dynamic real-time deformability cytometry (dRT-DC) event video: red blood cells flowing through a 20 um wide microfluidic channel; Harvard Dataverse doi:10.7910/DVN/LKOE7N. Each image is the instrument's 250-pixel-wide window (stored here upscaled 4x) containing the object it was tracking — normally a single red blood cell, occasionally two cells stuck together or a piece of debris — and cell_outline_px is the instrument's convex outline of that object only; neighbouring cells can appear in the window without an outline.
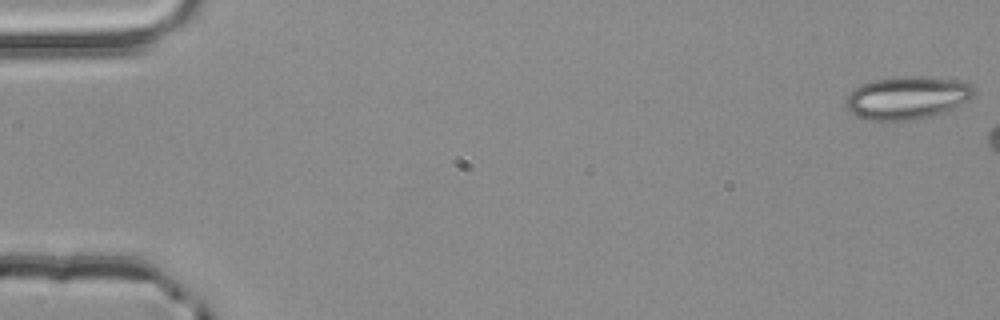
{"species": "common noctule bat (a hibernating species)", "species_latin": "Nyctalus noctula", "temperature_condition": "room temperature", "stored_images_in_passage": 8, "camera_frame_rate_fps": 3000, "um_per_image_px": 0.085, "animal": {"sex": "male", "body_mass_g": 20.4}, "frame": {"image": 1, "passage_image": 1, "time_ms": 0.0, "image_size_px": [1000, 320], "cell_outline_px": [[976, 92], [972, 96], [952, 108], [928, 116], [908, 120], [872, 120], [860, 116], [852, 112], [848, 108], [848, 92], [852, 88], [860, 84], [876, 80], [896, 76], [924, 76], [952, 80], [972, 84]], "centroid_in_image_um": [77.09, 8.28], "position_along_channel_um": 7.9, "area_um2": 31.27}}